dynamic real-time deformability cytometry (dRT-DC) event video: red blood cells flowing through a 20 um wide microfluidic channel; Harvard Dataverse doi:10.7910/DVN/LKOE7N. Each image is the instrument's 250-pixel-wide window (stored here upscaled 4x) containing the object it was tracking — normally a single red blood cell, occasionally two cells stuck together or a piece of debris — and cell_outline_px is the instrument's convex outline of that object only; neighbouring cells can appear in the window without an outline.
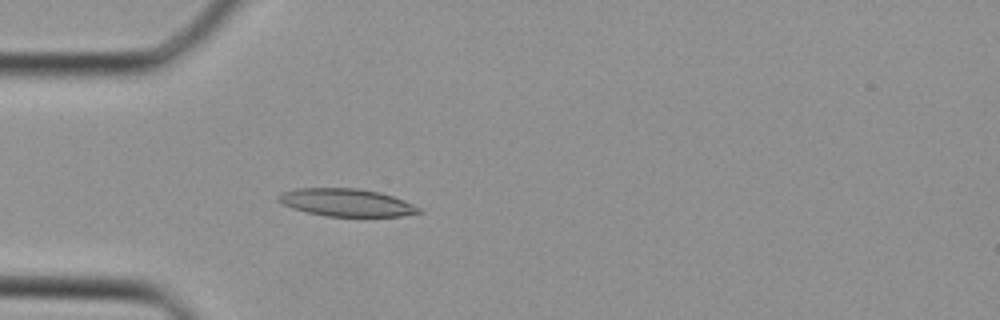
{"species": "Egyptian fruit bat (a non-hibernating species)", "species_latin": "Rousettus aegyptiacus", "temperature_condition": "cold", "stored_images_in_passage": 37, "camera_frame_rate_fps": 3000, "um_per_image_px": 0.085, "animal": {"sex": "female"}, "frame": {"image": 1, "passage_image": 10, "time_ms": 3.0, "image_size_px": [1000, 320], "cell_outline_px": [[424, 212], [400, 216], [324, 216], [292, 208], [276, 200], [276, 196], [280, 192], [296, 188], [356, 188], [380, 192], [404, 200], [420, 208]], "centroid_in_image_um": [29.42, 17.21], "position_along_channel_um": 55.6, "area_um2": 22.66}}
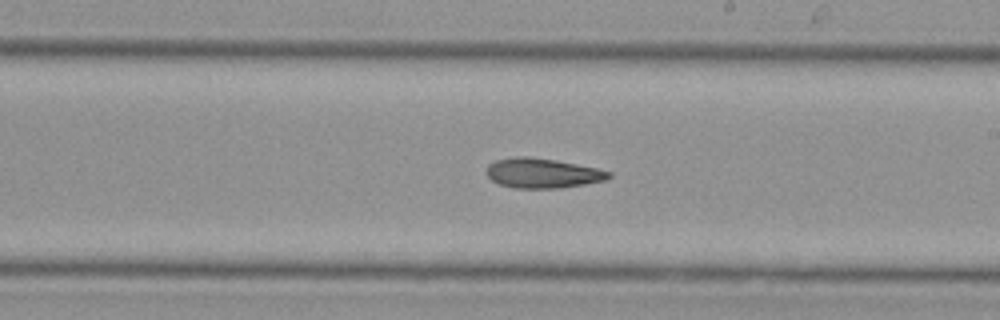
{"frame": {"image": 2, "passage_image": 21, "time_ms": 6.667, "image_size_px": [1000, 320], "cell_outline_px": [[612, 176], [608, 180], [560, 188], [512, 188], [500, 184], [492, 180], [484, 172], [488, 164], [496, 160], [516, 156], [528, 156], [556, 160], [596, 168], [612, 172]], "centroid_in_image_um": [46.1, 14.72], "position_along_channel_um": 242.9, "area_um2": 21.39}}
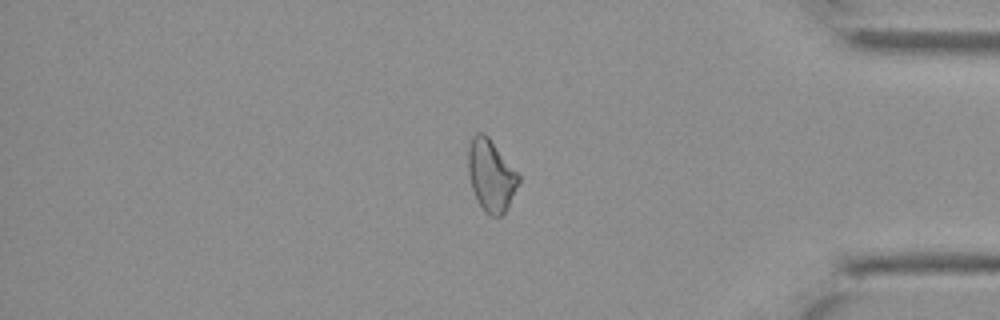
{"frame": {"image": 3, "passage_image": 31, "time_ms": 10.0, "image_size_px": [1000, 320], "cell_outline_px": [[520, 180], [504, 212], [500, 216], [492, 216], [484, 212], [472, 188], [468, 172], [468, 148], [472, 136], [476, 132], [484, 132], [488, 136], [520, 176]], "centroid_in_image_um": [41.71, 14.87], "position_along_channel_um": 393.5, "area_um2": 20.69}}